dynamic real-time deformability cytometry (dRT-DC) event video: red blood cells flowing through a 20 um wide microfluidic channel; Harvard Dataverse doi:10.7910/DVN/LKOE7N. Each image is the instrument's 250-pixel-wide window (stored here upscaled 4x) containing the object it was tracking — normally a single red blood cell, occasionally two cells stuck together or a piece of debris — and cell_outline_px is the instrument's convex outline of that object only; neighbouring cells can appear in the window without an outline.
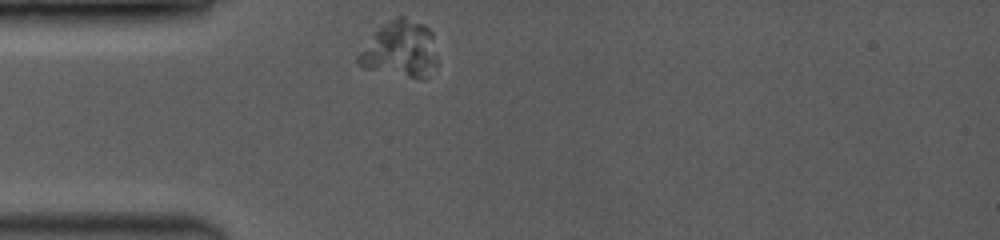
{"species": "common noctule bat (a hibernating species)", "species_latin": "Nyctalus noctula", "temperature_condition": "room temperature", "stored_images_in_passage": 19, "camera_frame_rate_fps": 3500, "um_per_image_px": 0.085, "animal": {"sex": "female", "body_mass_g": 19.0, "forearm_length_mm": 53.3}, "frame": {"image": 1, "passage_image": 1, "time_ms": 0.0, "image_size_px": [1000, 240], "cell_outline_px": [[436, 60], [424, 80], [420, 80], [368, 68], [360, 64], [356, 60], [356, 56], [376, 32], [384, 24], [396, 16], [404, 16], [424, 24], [432, 32]], "centroid_in_image_um": [34.04, 4.18], "position_along_channel_um": 51.0, "area_um2": 25.32}}
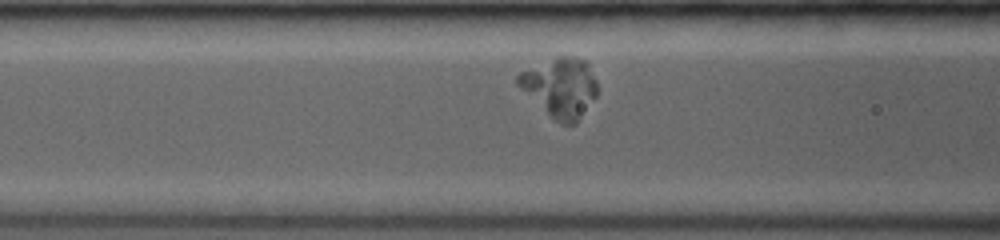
{"frame": {"image": 2, "passage_image": 6, "time_ms": 2.0, "image_size_px": [1000, 240], "cell_outline_px": [[596, 96], [576, 124], [560, 124], [520, 88], [516, 84], [516, 76], [520, 72], [556, 56], [572, 56], [584, 60], [588, 64], [596, 80]], "centroid_in_image_um": [47.63, 7.42], "position_along_channel_um": 119.0, "area_um2": 27.11}}
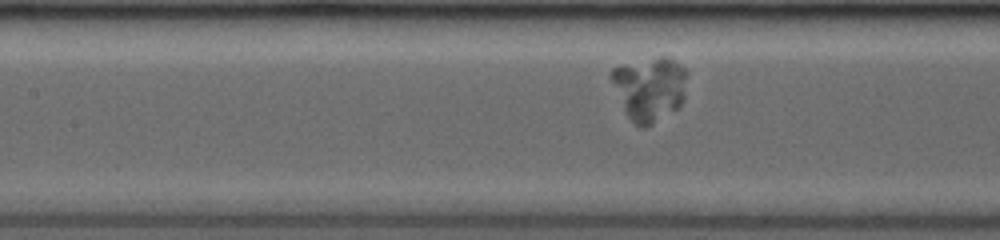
{"frame": {"image": 3, "passage_image": 8, "time_ms": 2.857, "image_size_px": [1000, 240], "cell_outline_px": [[688, 72], [684, 96], [680, 104], [676, 108], [652, 124], [644, 128], [640, 128], [628, 116], [608, 76], [612, 68], [660, 56], [664, 56], [680, 64]], "centroid_in_image_um": [55.21, 7.52], "position_along_channel_um": 152.2, "area_um2": 27.86}}